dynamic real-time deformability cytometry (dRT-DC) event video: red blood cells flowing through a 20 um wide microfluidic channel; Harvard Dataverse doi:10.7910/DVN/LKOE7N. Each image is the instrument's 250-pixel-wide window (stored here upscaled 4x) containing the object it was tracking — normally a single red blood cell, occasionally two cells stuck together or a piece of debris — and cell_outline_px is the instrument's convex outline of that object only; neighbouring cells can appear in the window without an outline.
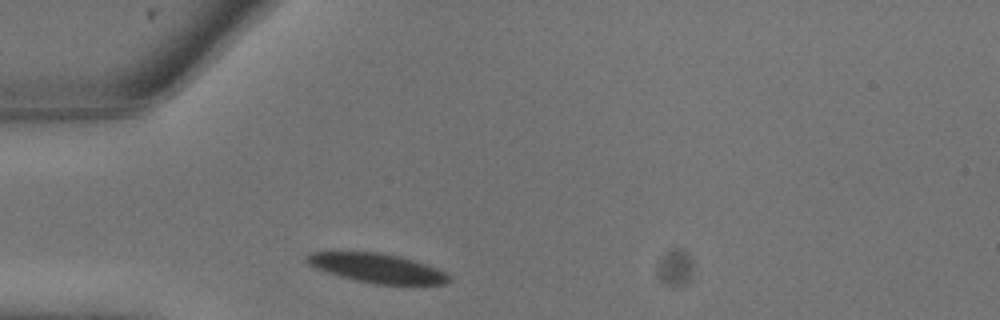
{"species": "common noctule bat (a hibernating species)", "species_latin": "Nyctalus noctula", "temperature_condition": "warm", "stored_images_in_passage": 3, "camera_frame_rate_fps": 3000, "um_per_image_px": 0.085, "animal": {"sex": "male", "body_mass_g": 13.3}, "frame": {"image": 1, "passage_image": 1, "time_ms": 0.0, "image_size_px": [1000, 320], "cell_outline_px": [[452, 280], [444, 284], [376, 284], [356, 280], [340, 276], [316, 268], [308, 264], [304, 260], [304, 256], [312, 252], [380, 252], [400, 256], [436, 268], [452, 276]], "centroid_in_image_um": [32.04, 22.78], "position_along_channel_um": 53.0, "area_um2": 24.04}}